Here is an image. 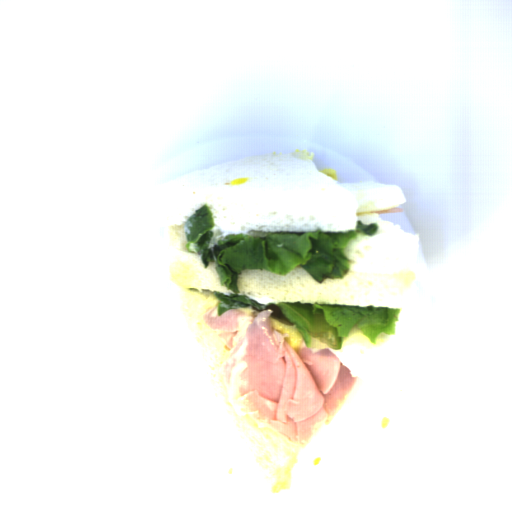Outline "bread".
<instances>
[{
    "mask_svg": "<svg viewBox=\"0 0 512 512\" xmlns=\"http://www.w3.org/2000/svg\"><path fill=\"white\" fill-rule=\"evenodd\" d=\"M388 334L380 333L377 335L375 343H373L363 331L355 325L350 327L348 333L342 338V348L340 349H363L373 346L383 341Z\"/></svg>",
    "mask_w": 512,
    "mask_h": 512,
    "instance_id": "obj_4",
    "label": "bread"
},
{
    "mask_svg": "<svg viewBox=\"0 0 512 512\" xmlns=\"http://www.w3.org/2000/svg\"><path fill=\"white\" fill-rule=\"evenodd\" d=\"M166 230L180 250L170 272L183 291V308L196 327L214 373L225 383L228 355L221 332L203 317L219 300L189 288L233 294L222 285L217 264L205 268L202 254L186 248V221L203 205L216 225L208 248L227 234L338 233L376 223L375 236H360L344 247L352 261L342 280L319 282L302 266L287 275L244 268L237 277L239 292L257 303L306 302L403 309L412 290L407 275L418 266L420 233L403 231L371 211L401 206L398 184L341 183L316 169L309 150L248 158L200 171L165 183L158 193Z\"/></svg>",
    "mask_w": 512,
    "mask_h": 512,
    "instance_id": "obj_1",
    "label": "bread"
},
{
    "mask_svg": "<svg viewBox=\"0 0 512 512\" xmlns=\"http://www.w3.org/2000/svg\"><path fill=\"white\" fill-rule=\"evenodd\" d=\"M271 327L279 334L285 336L286 341L294 348H310L307 347L302 335L296 325L291 324L286 319L278 316H272L269 319Z\"/></svg>",
    "mask_w": 512,
    "mask_h": 512,
    "instance_id": "obj_3",
    "label": "bread"
},
{
    "mask_svg": "<svg viewBox=\"0 0 512 512\" xmlns=\"http://www.w3.org/2000/svg\"><path fill=\"white\" fill-rule=\"evenodd\" d=\"M309 348H314V349H317V350H323L324 348H327L328 350H334L332 348H329L327 347L323 342L317 340V339H314L311 337V345Z\"/></svg>",
    "mask_w": 512,
    "mask_h": 512,
    "instance_id": "obj_5",
    "label": "bread"
},
{
    "mask_svg": "<svg viewBox=\"0 0 512 512\" xmlns=\"http://www.w3.org/2000/svg\"><path fill=\"white\" fill-rule=\"evenodd\" d=\"M241 421L252 435L259 460L272 491H282L291 481L297 466L300 442H297L241 410Z\"/></svg>",
    "mask_w": 512,
    "mask_h": 512,
    "instance_id": "obj_2",
    "label": "bread"
},
{
    "mask_svg": "<svg viewBox=\"0 0 512 512\" xmlns=\"http://www.w3.org/2000/svg\"><path fill=\"white\" fill-rule=\"evenodd\" d=\"M236 309H238L246 314H249V315H256L262 311V310L254 308L252 306H245V307L236 308Z\"/></svg>",
    "mask_w": 512,
    "mask_h": 512,
    "instance_id": "obj_6",
    "label": "bread"
}]
</instances>
